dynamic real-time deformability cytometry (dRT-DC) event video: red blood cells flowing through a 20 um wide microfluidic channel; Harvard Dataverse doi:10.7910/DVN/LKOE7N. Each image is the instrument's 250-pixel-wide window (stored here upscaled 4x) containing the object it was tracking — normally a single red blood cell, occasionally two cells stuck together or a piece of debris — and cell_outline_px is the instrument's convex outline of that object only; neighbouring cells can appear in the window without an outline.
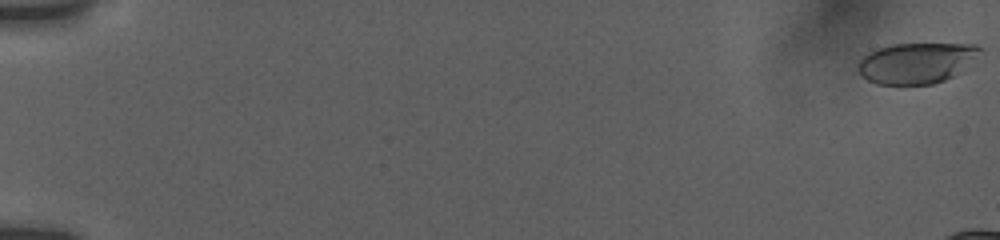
{"species": "human", "species_latin": "Homo sapiens", "temperature_condition": "room temperature", "stored_images_in_passage": 17, "camera_frame_rate_fps": 3000, "um_per_image_px": 0.085, "donor": {"sex": "female"}, "frame": {"image": 1, "passage_image": 1, "time_ms": 0.0, "image_size_px": [1000, 240], "cell_outline_px": [[980, 48], [952, 76], [944, 80], [932, 84], [876, 84], [860, 76], [856, 68], [860, 60], [868, 52], [876, 48], [892, 44], [976, 44]], "centroid_in_image_um": [77.72, 5.35], "position_along_channel_um": 7.3, "area_um2": 28.15}}